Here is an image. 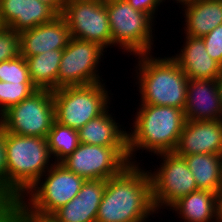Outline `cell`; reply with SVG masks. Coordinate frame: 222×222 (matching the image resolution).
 Segmentation results:
<instances>
[{
	"instance_id": "30bf717a",
	"label": "cell",
	"mask_w": 222,
	"mask_h": 222,
	"mask_svg": "<svg viewBox=\"0 0 222 222\" xmlns=\"http://www.w3.org/2000/svg\"><path fill=\"white\" fill-rule=\"evenodd\" d=\"M157 156L163 160L160 167L154 172L148 170L156 211L167 206L170 208L183 196L198 190L195 178L183 157L174 152L160 153Z\"/></svg>"
},
{
	"instance_id": "5bb4252c",
	"label": "cell",
	"mask_w": 222,
	"mask_h": 222,
	"mask_svg": "<svg viewBox=\"0 0 222 222\" xmlns=\"http://www.w3.org/2000/svg\"><path fill=\"white\" fill-rule=\"evenodd\" d=\"M58 14L39 0H0V25L15 32L53 21Z\"/></svg>"
},
{
	"instance_id": "d4e9b609",
	"label": "cell",
	"mask_w": 222,
	"mask_h": 222,
	"mask_svg": "<svg viewBox=\"0 0 222 222\" xmlns=\"http://www.w3.org/2000/svg\"><path fill=\"white\" fill-rule=\"evenodd\" d=\"M37 88L32 83H11L0 81V109L5 112L34 93Z\"/></svg>"
},
{
	"instance_id": "ba28073f",
	"label": "cell",
	"mask_w": 222,
	"mask_h": 222,
	"mask_svg": "<svg viewBox=\"0 0 222 222\" xmlns=\"http://www.w3.org/2000/svg\"><path fill=\"white\" fill-rule=\"evenodd\" d=\"M55 119L52 90L37 89L3 114V130L20 135L46 138Z\"/></svg>"
},
{
	"instance_id": "7a4b0ae2",
	"label": "cell",
	"mask_w": 222,
	"mask_h": 222,
	"mask_svg": "<svg viewBox=\"0 0 222 222\" xmlns=\"http://www.w3.org/2000/svg\"><path fill=\"white\" fill-rule=\"evenodd\" d=\"M139 106L133 120L134 128L127 132L129 162L136 164L138 162L132 157L140 149L156 155L173 152L186 122L182 109L148 104Z\"/></svg>"
},
{
	"instance_id": "603a6c76",
	"label": "cell",
	"mask_w": 222,
	"mask_h": 222,
	"mask_svg": "<svg viewBox=\"0 0 222 222\" xmlns=\"http://www.w3.org/2000/svg\"><path fill=\"white\" fill-rule=\"evenodd\" d=\"M197 188L216 192L222 186V160L216 154H191L183 157Z\"/></svg>"
},
{
	"instance_id": "d6a6232c",
	"label": "cell",
	"mask_w": 222,
	"mask_h": 222,
	"mask_svg": "<svg viewBox=\"0 0 222 222\" xmlns=\"http://www.w3.org/2000/svg\"><path fill=\"white\" fill-rule=\"evenodd\" d=\"M40 2L50 6L58 15H62L65 0H39Z\"/></svg>"
},
{
	"instance_id": "83f0119b",
	"label": "cell",
	"mask_w": 222,
	"mask_h": 222,
	"mask_svg": "<svg viewBox=\"0 0 222 222\" xmlns=\"http://www.w3.org/2000/svg\"><path fill=\"white\" fill-rule=\"evenodd\" d=\"M208 55L222 66V24L202 37Z\"/></svg>"
},
{
	"instance_id": "4dcf8cb0",
	"label": "cell",
	"mask_w": 222,
	"mask_h": 222,
	"mask_svg": "<svg viewBox=\"0 0 222 222\" xmlns=\"http://www.w3.org/2000/svg\"><path fill=\"white\" fill-rule=\"evenodd\" d=\"M0 189L7 193V162L4 130L0 132Z\"/></svg>"
},
{
	"instance_id": "7c38bea8",
	"label": "cell",
	"mask_w": 222,
	"mask_h": 222,
	"mask_svg": "<svg viewBox=\"0 0 222 222\" xmlns=\"http://www.w3.org/2000/svg\"><path fill=\"white\" fill-rule=\"evenodd\" d=\"M104 52V48L96 42L71 37L63 49L58 72V89L103 82L98 75V65Z\"/></svg>"
},
{
	"instance_id": "7402d4cb",
	"label": "cell",
	"mask_w": 222,
	"mask_h": 222,
	"mask_svg": "<svg viewBox=\"0 0 222 222\" xmlns=\"http://www.w3.org/2000/svg\"><path fill=\"white\" fill-rule=\"evenodd\" d=\"M63 49L48 50L26 59L29 77L37 89H58V72Z\"/></svg>"
},
{
	"instance_id": "44dd1931",
	"label": "cell",
	"mask_w": 222,
	"mask_h": 222,
	"mask_svg": "<svg viewBox=\"0 0 222 222\" xmlns=\"http://www.w3.org/2000/svg\"><path fill=\"white\" fill-rule=\"evenodd\" d=\"M169 209L180 214L184 222H216L215 193L209 190L198 189L191 192L180 198Z\"/></svg>"
},
{
	"instance_id": "8fae6325",
	"label": "cell",
	"mask_w": 222,
	"mask_h": 222,
	"mask_svg": "<svg viewBox=\"0 0 222 222\" xmlns=\"http://www.w3.org/2000/svg\"><path fill=\"white\" fill-rule=\"evenodd\" d=\"M71 37L111 46V30L105 0H65L61 15Z\"/></svg>"
},
{
	"instance_id": "8992f818",
	"label": "cell",
	"mask_w": 222,
	"mask_h": 222,
	"mask_svg": "<svg viewBox=\"0 0 222 222\" xmlns=\"http://www.w3.org/2000/svg\"><path fill=\"white\" fill-rule=\"evenodd\" d=\"M111 30V46H119L130 55L152 51L153 18L135 10L126 0H105Z\"/></svg>"
},
{
	"instance_id": "277c9868",
	"label": "cell",
	"mask_w": 222,
	"mask_h": 222,
	"mask_svg": "<svg viewBox=\"0 0 222 222\" xmlns=\"http://www.w3.org/2000/svg\"><path fill=\"white\" fill-rule=\"evenodd\" d=\"M5 148L7 193L19 202L26 191L53 165L50 162L53 160L47 139L43 137L20 136L5 131Z\"/></svg>"
},
{
	"instance_id": "4316f807",
	"label": "cell",
	"mask_w": 222,
	"mask_h": 222,
	"mask_svg": "<svg viewBox=\"0 0 222 222\" xmlns=\"http://www.w3.org/2000/svg\"><path fill=\"white\" fill-rule=\"evenodd\" d=\"M20 55V33L8 27H0V62Z\"/></svg>"
},
{
	"instance_id": "6da1fadb",
	"label": "cell",
	"mask_w": 222,
	"mask_h": 222,
	"mask_svg": "<svg viewBox=\"0 0 222 222\" xmlns=\"http://www.w3.org/2000/svg\"><path fill=\"white\" fill-rule=\"evenodd\" d=\"M140 163H130L120 173L106 180L96 222H147L157 214L149 172Z\"/></svg>"
},
{
	"instance_id": "cb8c5ba5",
	"label": "cell",
	"mask_w": 222,
	"mask_h": 222,
	"mask_svg": "<svg viewBox=\"0 0 222 222\" xmlns=\"http://www.w3.org/2000/svg\"><path fill=\"white\" fill-rule=\"evenodd\" d=\"M51 157L60 163L71 155L79 146L78 130L54 122L46 137Z\"/></svg>"
},
{
	"instance_id": "2e32d148",
	"label": "cell",
	"mask_w": 222,
	"mask_h": 222,
	"mask_svg": "<svg viewBox=\"0 0 222 222\" xmlns=\"http://www.w3.org/2000/svg\"><path fill=\"white\" fill-rule=\"evenodd\" d=\"M105 186L104 179L85 180L77 196L56 210L50 218L54 222H96Z\"/></svg>"
},
{
	"instance_id": "836d02e7",
	"label": "cell",
	"mask_w": 222,
	"mask_h": 222,
	"mask_svg": "<svg viewBox=\"0 0 222 222\" xmlns=\"http://www.w3.org/2000/svg\"><path fill=\"white\" fill-rule=\"evenodd\" d=\"M216 84L218 87L219 97L222 103V74L216 79Z\"/></svg>"
},
{
	"instance_id": "f1b7e54d",
	"label": "cell",
	"mask_w": 222,
	"mask_h": 222,
	"mask_svg": "<svg viewBox=\"0 0 222 222\" xmlns=\"http://www.w3.org/2000/svg\"><path fill=\"white\" fill-rule=\"evenodd\" d=\"M13 222H54L50 217H40L28 212L19 202L13 211Z\"/></svg>"
},
{
	"instance_id": "ffe728a7",
	"label": "cell",
	"mask_w": 222,
	"mask_h": 222,
	"mask_svg": "<svg viewBox=\"0 0 222 222\" xmlns=\"http://www.w3.org/2000/svg\"><path fill=\"white\" fill-rule=\"evenodd\" d=\"M91 119L78 130L80 143L99 146H127V131L108 111ZM114 118V119H113Z\"/></svg>"
},
{
	"instance_id": "484cf974",
	"label": "cell",
	"mask_w": 222,
	"mask_h": 222,
	"mask_svg": "<svg viewBox=\"0 0 222 222\" xmlns=\"http://www.w3.org/2000/svg\"><path fill=\"white\" fill-rule=\"evenodd\" d=\"M0 81L32 83L26 59L21 54L16 58L0 62Z\"/></svg>"
},
{
	"instance_id": "9a60e30c",
	"label": "cell",
	"mask_w": 222,
	"mask_h": 222,
	"mask_svg": "<svg viewBox=\"0 0 222 222\" xmlns=\"http://www.w3.org/2000/svg\"><path fill=\"white\" fill-rule=\"evenodd\" d=\"M71 39L65 19L58 15L53 21L20 32V54L31 57L48 50L64 49Z\"/></svg>"
},
{
	"instance_id": "52a82bcc",
	"label": "cell",
	"mask_w": 222,
	"mask_h": 222,
	"mask_svg": "<svg viewBox=\"0 0 222 222\" xmlns=\"http://www.w3.org/2000/svg\"><path fill=\"white\" fill-rule=\"evenodd\" d=\"M102 82L85 86H65L53 90L56 122L79 130L109 106V92Z\"/></svg>"
},
{
	"instance_id": "e575fe53",
	"label": "cell",
	"mask_w": 222,
	"mask_h": 222,
	"mask_svg": "<svg viewBox=\"0 0 222 222\" xmlns=\"http://www.w3.org/2000/svg\"><path fill=\"white\" fill-rule=\"evenodd\" d=\"M3 114L4 112L0 109V132L3 130Z\"/></svg>"
},
{
	"instance_id": "d6986e66",
	"label": "cell",
	"mask_w": 222,
	"mask_h": 222,
	"mask_svg": "<svg viewBox=\"0 0 222 222\" xmlns=\"http://www.w3.org/2000/svg\"><path fill=\"white\" fill-rule=\"evenodd\" d=\"M180 4L185 11L187 36L202 38L222 24V0H184Z\"/></svg>"
},
{
	"instance_id": "9c48e42d",
	"label": "cell",
	"mask_w": 222,
	"mask_h": 222,
	"mask_svg": "<svg viewBox=\"0 0 222 222\" xmlns=\"http://www.w3.org/2000/svg\"><path fill=\"white\" fill-rule=\"evenodd\" d=\"M60 164L86 180H107L120 173L130 162L127 146L80 143L77 149Z\"/></svg>"
},
{
	"instance_id": "f546056e",
	"label": "cell",
	"mask_w": 222,
	"mask_h": 222,
	"mask_svg": "<svg viewBox=\"0 0 222 222\" xmlns=\"http://www.w3.org/2000/svg\"><path fill=\"white\" fill-rule=\"evenodd\" d=\"M135 10L149 14L155 19V12L158 11L160 3L165 0H126Z\"/></svg>"
},
{
	"instance_id": "3957f363",
	"label": "cell",
	"mask_w": 222,
	"mask_h": 222,
	"mask_svg": "<svg viewBox=\"0 0 222 222\" xmlns=\"http://www.w3.org/2000/svg\"><path fill=\"white\" fill-rule=\"evenodd\" d=\"M136 75L141 104L185 109L188 77L172 57L136 55Z\"/></svg>"
},
{
	"instance_id": "4fadbf2b",
	"label": "cell",
	"mask_w": 222,
	"mask_h": 222,
	"mask_svg": "<svg viewBox=\"0 0 222 222\" xmlns=\"http://www.w3.org/2000/svg\"><path fill=\"white\" fill-rule=\"evenodd\" d=\"M179 157L191 154L222 153V119L186 120L178 144L173 151Z\"/></svg>"
},
{
	"instance_id": "d590c367",
	"label": "cell",
	"mask_w": 222,
	"mask_h": 222,
	"mask_svg": "<svg viewBox=\"0 0 222 222\" xmlns=\"http://www.w3.org/2000/svg\"><path fill=\"white\" fill-rule=\"evenodd\" d=\"M165 1H166V0H165ZM174 1H176V3H179V2L184 1V0H174Z\"/></svg>"
},
{
	"instance_id": "5b68a950",
	"label": "cell",
	"mask_w": 222,
	"mask_h": 222,
	"mask_svg": "<svg viewBox=\"0 0 222 222\" xmlns=\"http://www.w3.org/2000/svg\"><path fill=\"white\" fill-rule=\"evenodd\" d=\"M41 179L19 200L28 212L40 217H50L56 210L76 197L86 180L55 162Z\"/></svg>"
},
{
	"instance_id": "e0dca14e",
	"label": "cell",
	"mask_w": 222,
	"mask_h": 222,
	"mask_svg": "<svg viewBox=\"0 0 222 222\" xmlns=\"http://www.w3.org/2000/svg\"><path fill=\"white\" fill-rule=\"evenodd\" d=\"M186 120L222 119V103L216 80L189 79L184 109Z\"/></svg>"
},
{
	"instance_id": "1f68e13d",
	"label": "cell",
	"mask_w": 222,
	"mask_h": 222,
	"mask_svg": "<svg viewBox=\"0 0 222 222\" xmlns=\"http://www.w3.org/2000/svg\"><path fill=\"white\" fill-rule=\"evenodd\" d=\"M215 218L216 222H222V186L215 192Z\"/></svg>"
},
{
	"instance_id": "ac0fdd59",
	"label": "cell",
	"mask_w": 222,
	"mask_h": 222,
	"mask_svg": "<svg viewBox=\"0 0 222 222\" xmlns=\"http://www.w3.org/2000/svg\"><path fill=\"white\" fill-rule=\"evenodd\" d=\"M185 39V46L172 58L188 79L216 80L222 74V66L208 55L203 39L187 35Z\"/></svg>"
}]
</instances>
